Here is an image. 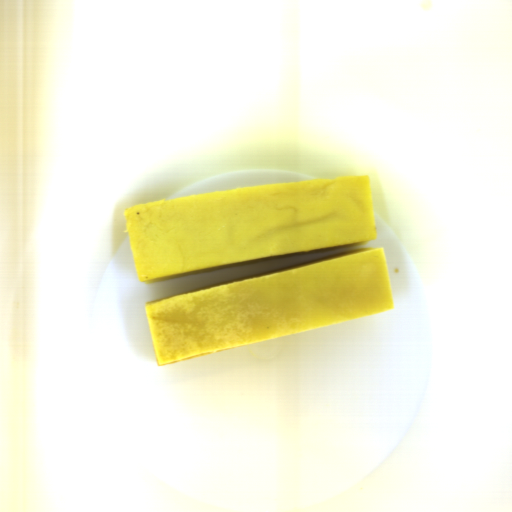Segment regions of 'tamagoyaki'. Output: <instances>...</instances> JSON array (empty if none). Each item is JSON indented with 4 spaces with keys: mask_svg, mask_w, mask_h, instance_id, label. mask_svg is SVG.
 <instances>
[{
    "mask_svg": "<svg viewBox=\"0 0 512 512\" xmlns=\"http://www.w3.org/2000/svg\"><path fill=\"white\" fill-rule=\"evenodd\" d=\"M124 222L144 286L377 239L366 174L152 201Z\"/></svg>",
    "mask_w": 512,
    "mask_h": 512,
    "instance_id": "obj_1",
    "label": "tamagoyaki"
},
{
    "mask_svg": "<svg viewBox=\"0 0 512 512\" xmlns=\"http://www.w3.org/2000/svg\"><path fill=\"white\" fill-rule=\"evenodd\" d=\"M158 367L395 309L384 247L145 302Z\"/></svg>",
    "mask_w": 512,
    "mask_h": 512,
    "instance_id": "obj_2",
    "label": "tamagoyaki"
}]
</instances>
